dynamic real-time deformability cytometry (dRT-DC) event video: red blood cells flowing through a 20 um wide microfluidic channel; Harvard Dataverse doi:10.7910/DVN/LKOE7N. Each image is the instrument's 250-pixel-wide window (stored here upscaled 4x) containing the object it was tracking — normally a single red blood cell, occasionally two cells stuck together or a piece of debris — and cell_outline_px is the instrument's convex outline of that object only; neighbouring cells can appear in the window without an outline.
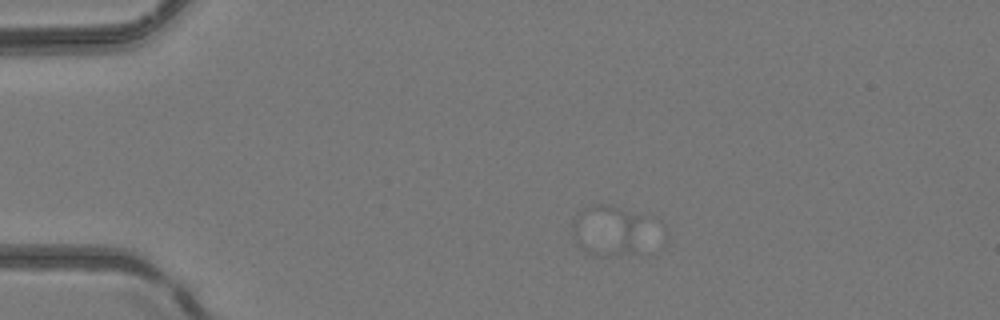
{"species": "common noctule bat (a hibernating species)", "species_latin": "Nyctalus noctula", "temperature_condition": "room temperature", "stored_images_in_passage": 10, "camera_frame_rate_fps": 3000, "um_per_image_px": 0.085, "animal": {"sex": "female", "body_mass_g": 24.6, "forearm_length_mm": 56.2}, "frame": {"image": 1, "passage_image": 2, "time_ms": 0.333, "image_size_px": [1000, 320], "cell_outline_px": [[644, 216], [632, 252], [608, 256], [600, 256], [588, 252], [580, 248], [576, 240], [572, 228], [572, 220], [584, 208], [596, 204], [604, 204]], "centroid_in_image_um": [51.55, 19.55], "position_along_channel_um": 33.4, "area_um2": 20.52}}